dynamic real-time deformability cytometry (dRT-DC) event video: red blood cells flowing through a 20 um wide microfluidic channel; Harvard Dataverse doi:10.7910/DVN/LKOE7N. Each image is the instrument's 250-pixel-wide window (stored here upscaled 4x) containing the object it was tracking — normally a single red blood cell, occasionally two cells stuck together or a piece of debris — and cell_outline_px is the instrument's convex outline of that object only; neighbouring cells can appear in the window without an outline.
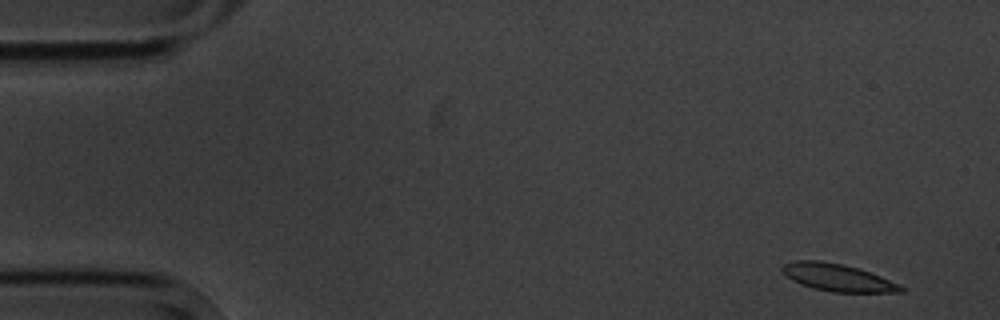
{"species": "common noctule bat (a hibernating species)", "species_latin": "Nyctalus noctula", "temperature_condition": "cold", "stored_images_in_passage": 7, "camera_frame_rate_fps": 3000, "um_per_image_px": 0.085, "animal": {"sex": "male", "body_mass_g": 20.1, "forearm_length_mm": 53.5}, "frame": {"image": 1, "passage_image": 1, "time_ms": 0.0, "image_size_px": [1000, 320], "cell_outline_px": [[904, 292], [832, 292], [812, 288], [800, 284], [784, 276], [780, 268], [784, 264], [796, 260], [820, 260], [844, 264], [880, 276], [904, 288]], "centroid_in_image_um": [71.1, 23.58], "position_along_channel_um": 13.9, "area_um2": 18.79}}
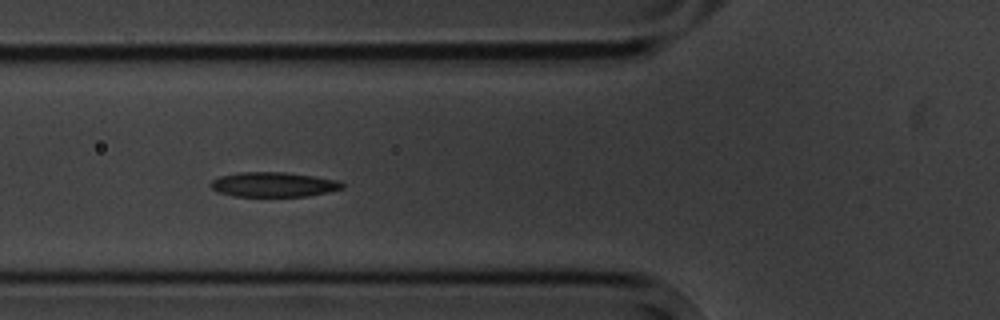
{"frame": {"image": 2, "passage_image": 6, "time_ms": 5.667, "image_size_px": [1000, 320], "cell_outline_px": [[344, 188], [328, 192], [308, 196], [232, 196], [220, 192], [212, 188], [208, 184], [212, 180], [220, 176], [236, 172], [284, 172], [340, 180], [344, 184]], "centroid_in_image_um": [23.25, 15.68], "position_along_channel_um": 102.5, "area_um2": 19.02}}
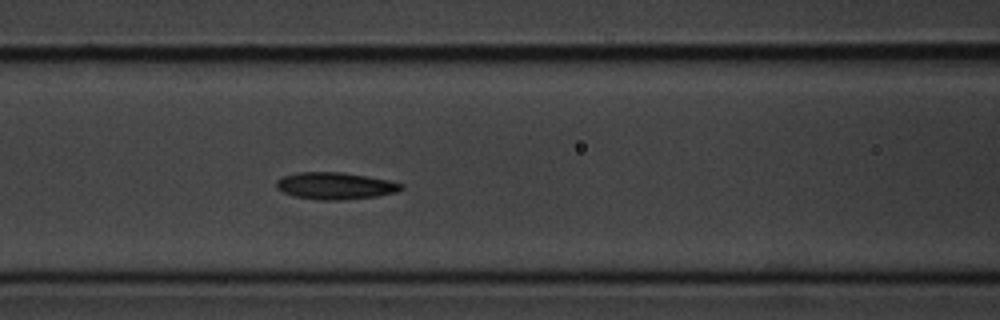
{"frame": {"image": 3, "passage_image": 7, "time_ms": 6.667, "image_size_px": [1000, 320], "cell_outline_px": [[404, 188], [396, 192], [376, 196], [344, 200], [320, 200], [296, 196], [284, 192], [276, 188], [276, 180], [280, 176], [296, 172], [340, 172], [388, 180], [404, 184]], "centroid_in_image_um": [28.47, 15.79], "position_along_channel_um": 138.1, "area_um2": 19.59}}